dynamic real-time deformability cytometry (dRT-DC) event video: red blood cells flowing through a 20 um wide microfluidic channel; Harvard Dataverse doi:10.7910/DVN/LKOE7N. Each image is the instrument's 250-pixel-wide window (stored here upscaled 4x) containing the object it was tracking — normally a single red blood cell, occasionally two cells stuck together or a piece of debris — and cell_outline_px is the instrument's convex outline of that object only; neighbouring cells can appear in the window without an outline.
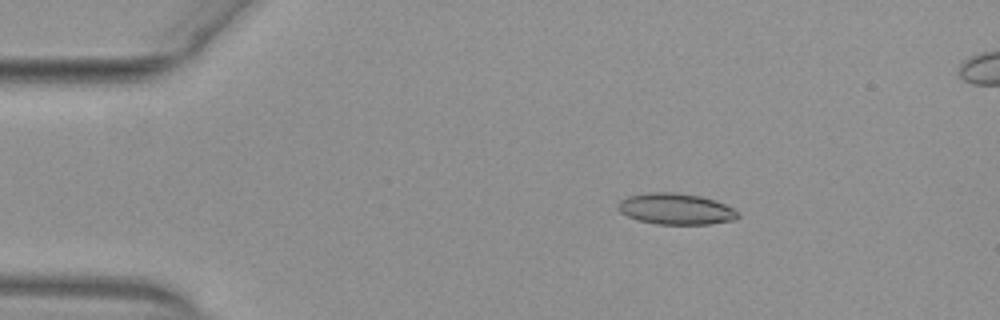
{"species": "common noctule bat (a hibernating species)", "species_latin": "Nyctalus noctula", "temperature_condition": "warm", "stored_images_in_passage": 15, "camera_frame_rate_fps": 3000, "um_per_image_px": 0.085, "animal": {"sex": "female", "body_mass_g": 29.2, "forearm_length_mm": 56.3}, "frame": {"image": 1, "passage_image": 1, "time_ms": 0.0, "image_size_px": [1000, 320], "cell_outline_px": [[740, 216], [736, 220], [708, 224], [656, 224], [636, 220], [620, 212], [616, 208], [616, 204], [620, 200], [628, 196], [648, 192], [676, 192], [700, 196], [716, 200], [740, 212]], "centroid_in_image_um": [57.43, 17.76], "position_along_channel_um": 27.6, "area_um2": 22.08}}
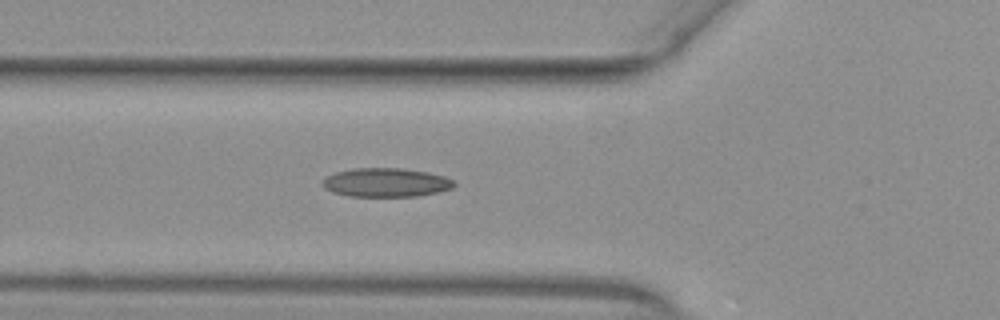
{"frame": {"image": 2, "passage_image": 11, "time_ms": 3.333, "image_size_px": [1000, 320], "cell_outline_px": [[456, 184], [452, 188], [436, 192], [416, 196], [348, 196], [332, 192], [324, 188], [320, 184], [320, 180], [336, 172], [352, 168], [404, 168], [428, 172], [444, 176], [456, 180]], "centroid_in_image_um": [32.79, 15.5], "position_along_channel_um": 93.0, "area_um2": 22.31}}
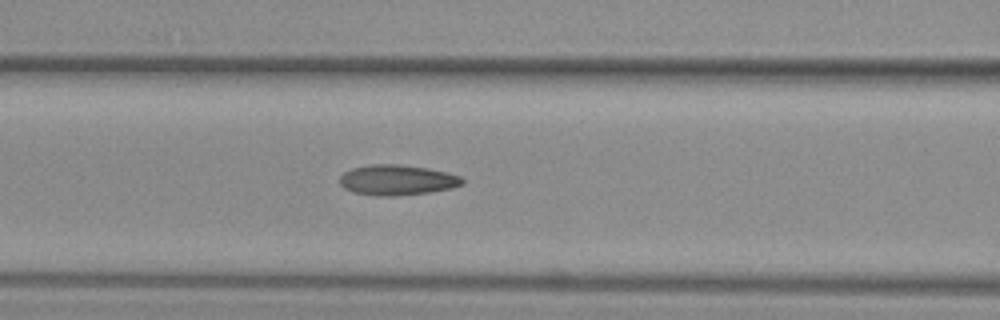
{"frame": {"image": 3, "passage_image": 14, "time_ms": 4.333, "image_size_px": [1000, 320], "cell_outline_px": [[464, 184], [452, 188], [428, 192], [396, 196], [376, 196], [352, 192], [344, 188], [340, 184], [340, 176], [344, 172], [352, 168], [368, 164], [396, 164], [424, 168], [448, 172], [460, 176], [464, 180]], "centroid_in_image_um": [33.74, 15.3], "position_along_channel_um": 132.9, "area_um2": 21.73}}